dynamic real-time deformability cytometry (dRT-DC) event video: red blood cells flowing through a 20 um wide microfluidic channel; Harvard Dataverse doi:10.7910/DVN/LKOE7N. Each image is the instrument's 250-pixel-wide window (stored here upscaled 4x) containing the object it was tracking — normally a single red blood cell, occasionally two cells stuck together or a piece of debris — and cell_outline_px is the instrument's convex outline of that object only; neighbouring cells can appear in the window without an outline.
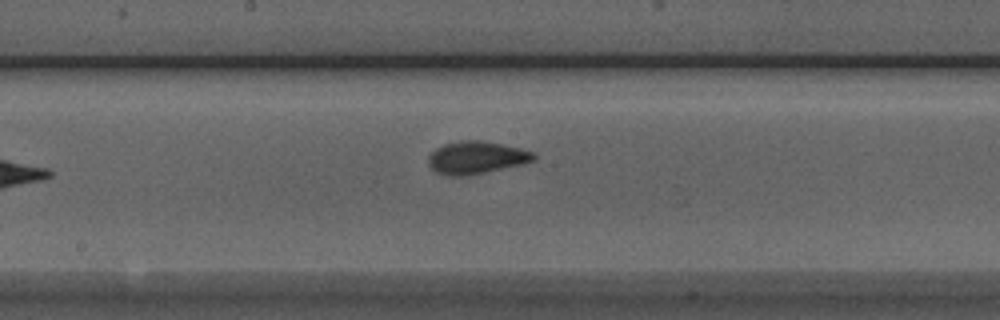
{"species": "Egyptian fruit bat (a non-hibernating species)", "species_latin": "Rousettus aegyptiacus", "temperature_condition": "room temperature", "stored_images_in_passage": 8, "camera_frame_rate_fps": 3000, "um_per_image_px": 0.085, "animal": {"sex": "male"}, "frame": {"image": 1, "passage_image": 8, "time_ms": 8.0, "image_size_px": [1000, 320], "cell_outline_px": [[536, 156], [532, 160], [520, 164], [460, 176], [448, 176], [436, 172], [428, 164], [428, 156], [436, 148], [444, 144], [460, 140], [480, 140], [520, 148], [532, 152]], "centroid_in_image_um": [40.41, 13.37], "position_along_channel_um": 207.8, "area_um2": 19.42}}